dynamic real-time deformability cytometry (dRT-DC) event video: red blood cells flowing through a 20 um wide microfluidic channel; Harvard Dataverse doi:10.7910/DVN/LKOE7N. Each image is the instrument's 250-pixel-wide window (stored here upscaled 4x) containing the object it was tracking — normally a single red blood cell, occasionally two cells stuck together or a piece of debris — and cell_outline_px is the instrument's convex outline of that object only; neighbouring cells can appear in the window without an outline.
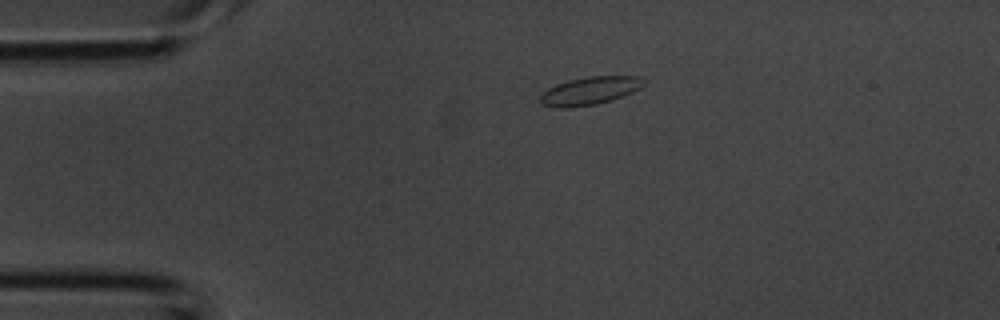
{"species": "common noctule bat (a hibernating species)", "species_latin": "Nyctalus noctula", "temperature_condition": "room temperature", "stored_images_in_passage": 6, "segment_of_instrument_passage": [2, 2], "camera_frame_rate_fps": 3000, "um_per_image_px": 0.085, "animal": {"sex": "male", "body_mass_g": 20.1, "forearm_length_mm": 53.5}, "frame": {"image": 1, "passage_image": 6, "time_ms": 1.667, "image_size_px": [1000, 320], "cell_outline_px": [[644, 84], [640, 88], [632, 92], [612, 100], [596, 104], [564, 108], [544, 104], [540, 100], [540, 96], [548, 88], [556, 84], [568, 80], [588, 76], [640, 76], [644, 80]], "centroid_in_image_um": [50.16, 7.7], "position_along_channel_um": 34.8, "area_um2": 16.65}}